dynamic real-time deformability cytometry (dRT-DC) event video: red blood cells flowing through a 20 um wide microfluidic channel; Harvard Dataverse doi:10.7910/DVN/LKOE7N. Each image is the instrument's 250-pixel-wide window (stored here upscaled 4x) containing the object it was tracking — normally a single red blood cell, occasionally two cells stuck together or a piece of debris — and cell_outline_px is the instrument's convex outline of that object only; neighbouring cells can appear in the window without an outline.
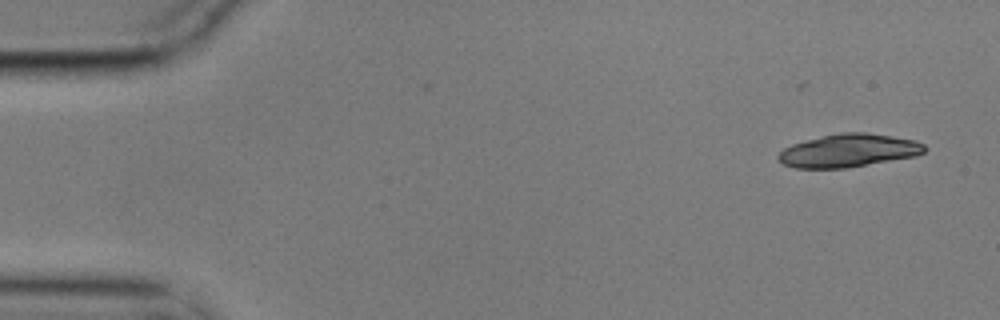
{"species": "common noctule bat (a hibernating species)", "species_latin": "Nyctalus noctula", "temperature_condition": "cold", "stored_images_in_passage": 5, "segment_of_instrument_passage": [2, 2], "camera_frame_rate_fps": 3000, "um_per_image_px": 0.085, "animal": {"sex": "male", "body_mass_g": 17.9}, "frame": {"image": 1, "passage_image": 5, "time_ms": 1.333, "image_size_px": [1000, 320], "cell_outline_px": [[928, 148], [924, 152], [916, 156], [844, 168], [796, 168], [784, 164], [776, 156], [784, 148], [792, 144], [840, 132], [864, 132], [892, 136], [916, 140], [924, 144]], "centroid_in_image_um": [72.16, 12.79], "position_along_channel_um": 12.8, "area_um2": 27.98}}